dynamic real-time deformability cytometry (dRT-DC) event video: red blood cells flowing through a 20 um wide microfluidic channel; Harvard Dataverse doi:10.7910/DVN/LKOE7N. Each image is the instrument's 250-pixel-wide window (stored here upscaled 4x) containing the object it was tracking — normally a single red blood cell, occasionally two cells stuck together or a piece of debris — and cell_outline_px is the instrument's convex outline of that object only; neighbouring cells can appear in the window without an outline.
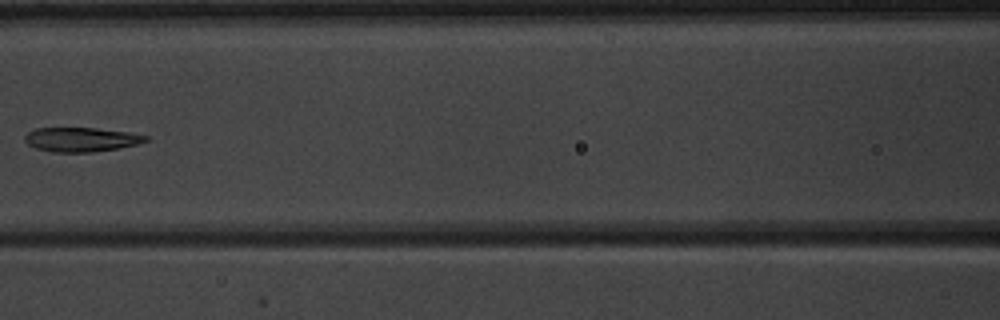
{"species": "common noctule bat (a hibernating species)", "species_latin": "Nyctalus noctula", "temperature_condition": "warm", "stored_images_in_passage": 9, "camera_frame_rate_fps": 3000, "um_per_image_px": 0.085, "animal": {"sex": "male", "body_mass_g": 20.1, "forearm_length_mm": 53.5}, "frame": {"image": 1, "passage_image": 7, "time_ms": 8.0, "image_size_px": [1000, 320], "cell_outline_px": [[148, 140], [136, 144], [120, 148], [92, 152], [52, 152], [36, 148], [28, 144], [24, 140], [24, 136], [28, 132], [36, 128], [96, 128], [128, 132], [148, 136]], "centroid_in_image_um": [6.88, 11.86], "position_along_channel_um": 159.7, "area_um2": 17.05}}
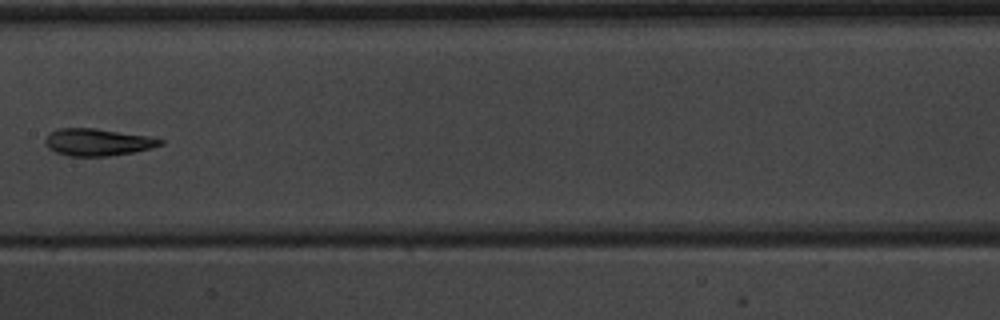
{"frame": {"image": 2, "passage_image": 8, "time_ms": 9.0, "image_size_px": [1000, 320], "cell_outline_px": [[164, 144], [152, 148], [132, 152], [108, 156], [68, 156], [56, 152], [48, 148], [44, 144], [44, 140], [48, 132], [60, 128], [96, 128], [148, 136], [164, 140]], "centroid_in_image_um": [8.27, 12.08], "position_along_channel_um": 199.1, "area_um2": 18.32}}
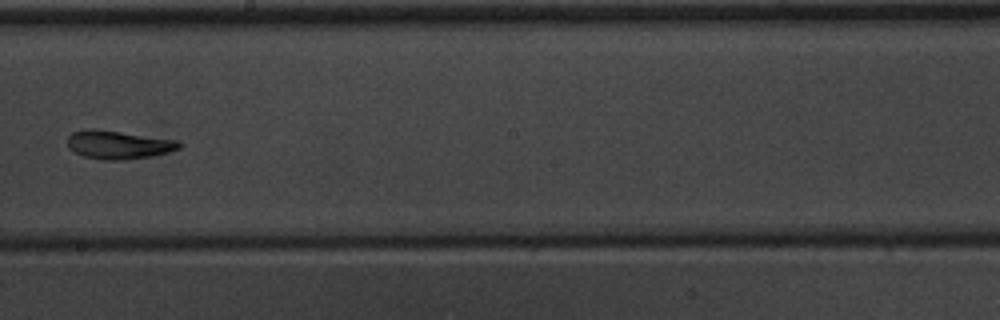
{"frame": {"image": 3, "passage_image": 9, "time_ms": 10.0, "image_size_px": [1000, 320], "cell_outline_px": [[184, 144], [180, 148], [168, 152], [152, 156], [124, 160], [100, 160], [84, 156], [68, 148], [68, 136], [72, 132], [88, 128], [92, 128], [180, 140]], "centroid_in_image_um": [10.09, 12.3], "position_along_channel_um": 238.1, "area_um2": 18.67}}